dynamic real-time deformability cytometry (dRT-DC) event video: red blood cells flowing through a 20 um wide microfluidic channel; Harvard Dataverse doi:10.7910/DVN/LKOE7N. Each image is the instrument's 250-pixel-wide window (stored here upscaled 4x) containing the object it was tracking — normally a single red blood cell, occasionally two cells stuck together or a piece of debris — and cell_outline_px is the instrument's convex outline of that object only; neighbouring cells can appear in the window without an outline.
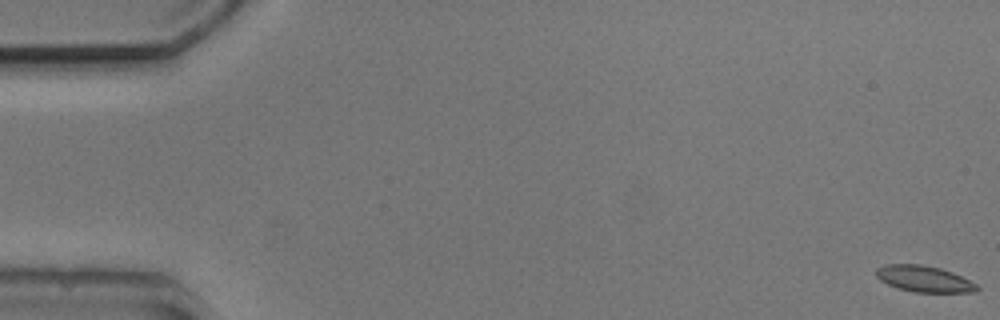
{"species": "common noctule bat (a hibernating species)", "species_latin": "Nyctalus noctula", "temperature_condition": "cold", "stored_images_in_passage": 5, "camera_frame_rate_fps": 3000, "um_per_image_px": 0.085, "animal": {"sex": "male", "body_mass_g": 20.5, "forearm_length_mm": 52.5}, "frame": {"image": 1, "passage_image": 1, "time_ms": 0.0, "image_size_px": [1000, 320], "cell_outline_px": [[980, 288], [976, 292], [912, 292], [896, 288], [880, 280], [876, 276], [876, 268], [888, 264], [920, 264], [940, 268], [952, 272], [976, 284]], "centroid_in_image_um": [78.52, 23.71], "position_along_channel_um": 6.5, "area_um2": 15.37}}
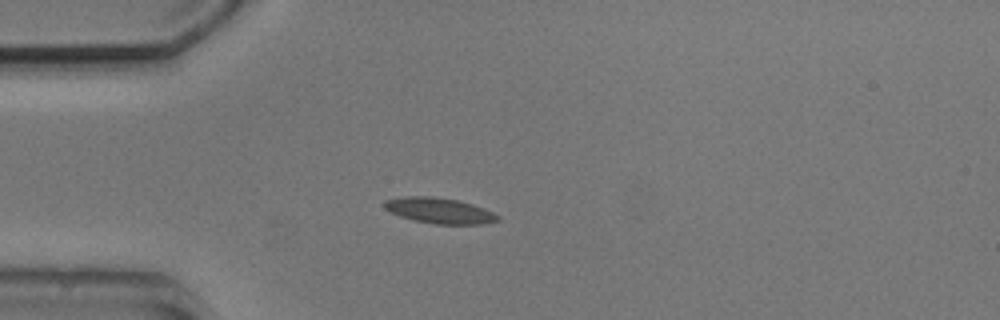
{"frame": {"image": 2, "passage_image": 5, "time_ms": 4.667, "image_size_px": [1000, 320], "cell_outline_px": [[500, 220], [484, 224], [436, 224], [412, 220], [400, 216], [384, 208], [384, 200], [408, 196], [432, 196], [456, 200], [472, 204], [484, 208], [500, 216]], "centroid_in_image_um": [37.36, 17.91], "position_along_channel_um": 47.6, "area_um2": 16.88}}